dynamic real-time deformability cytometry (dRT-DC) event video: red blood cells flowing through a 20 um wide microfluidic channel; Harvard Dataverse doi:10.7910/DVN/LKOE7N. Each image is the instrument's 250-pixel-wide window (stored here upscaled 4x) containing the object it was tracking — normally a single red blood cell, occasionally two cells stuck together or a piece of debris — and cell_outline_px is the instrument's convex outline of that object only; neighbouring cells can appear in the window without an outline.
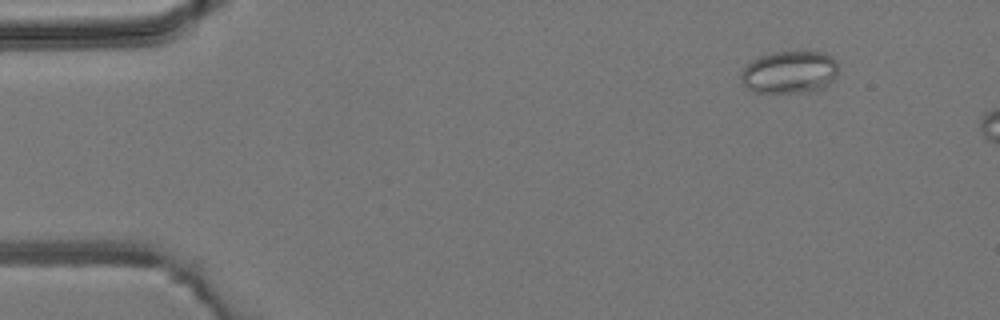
{"species": "common noctule bat (a hibernating species)", "species_latin": "Nyctalus noctula", "temperature_condition": "room temperature", "stored_images_in_passage": 2, "camera_frame_rate_fps": 3000, "um_per_image_px": 0.085, "animal": {"sex": "male", "body_mass_g": 19.2, "forearm_length_mm": 51.8}, "frame": {"image": 1, "passage_image": 2, "time_ms": 2.333, "image_size_px": [1000, 320], "cell_outline_px": [[840, 64], [836, 76], [824, 88], [816, 92], [756, 92], [748, 88], [740, 80], [740, 72], [752, 60], [760, 56], [772, 52], [796, 48], [804, 48], [824, 52], [832, 56]], "centroid_in_image_um": [67.18, 6.07], "position_along_channel_um": 17.8, "area_um2": 25.26}}